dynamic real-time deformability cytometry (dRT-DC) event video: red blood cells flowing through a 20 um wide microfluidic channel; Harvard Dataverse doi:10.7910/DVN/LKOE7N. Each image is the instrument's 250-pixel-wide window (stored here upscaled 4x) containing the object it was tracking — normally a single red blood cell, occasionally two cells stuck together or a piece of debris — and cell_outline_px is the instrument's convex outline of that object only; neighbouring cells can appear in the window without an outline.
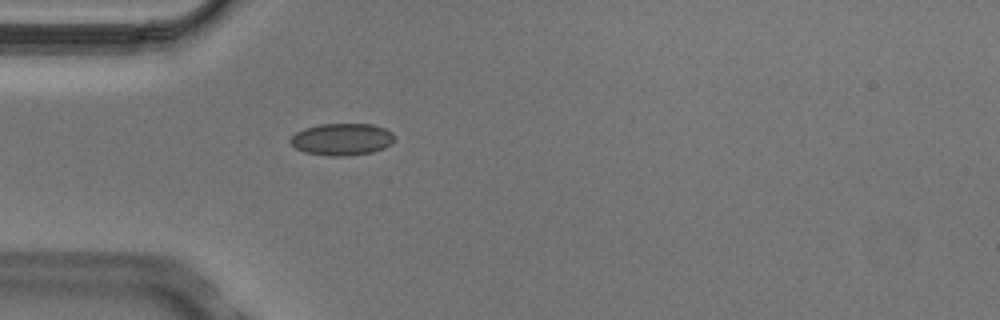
{"species": "Egyptian fruit bat (a non-hibernating species)", "species_latin": "Rousettus aegyptiacus", "temperature_condition": "cold", "stored_images_in_passage": 2, "camera_frame_rate_fps": 3000, "um_per_image_px": 0.085, "animal": {"sex": "male"}, "frame": {"image": 1, "passage_image": 2, "time_ms": 0.333, "image_size_px": [1000, 320], "cell_outline_px": [[396, 136], [392, 144], [384, 148], [372, 152], [348, 156], [328, 156], [304, 152], [296, 148], [288, 140], [296, 132], [304, 128], [320, 124], [372, 124], [384, 128], [392, 132]], "centroid_in_image_um": [29.08, 11.84], "position_along_channel_um": 55.9, "area_um2": 19.59}}